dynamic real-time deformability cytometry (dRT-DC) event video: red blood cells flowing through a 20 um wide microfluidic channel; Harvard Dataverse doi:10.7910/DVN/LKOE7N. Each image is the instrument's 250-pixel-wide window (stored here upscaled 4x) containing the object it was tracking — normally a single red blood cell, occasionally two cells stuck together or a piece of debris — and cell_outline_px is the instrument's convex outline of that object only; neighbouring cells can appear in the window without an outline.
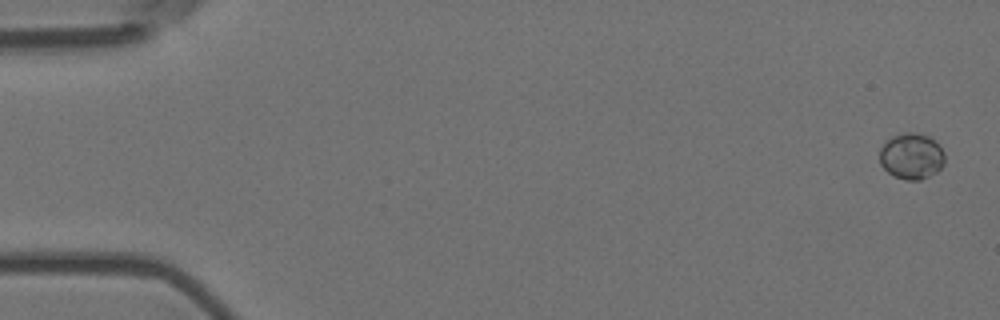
{"species": "Egyptian fruit bat (a non-hibernating species)", "species_latin": "Rousettus aegyptiacus", "temperature_condition": "room temperature", "stored_images_in_passage": 11, "camera_frame_rate_fps": 3000, "um_per_image_px": 0.085, "animal": {"sex": "female"}, "frame": {"image": 1, "passage_image": 1, "time_ms": 0.0, "image_size_px": [1000, 320], "cell_outline_px": [[944, 164], [936, 172], [920, 180], [904, 180], [888, 172], [880, 164], [880, 148], [892, 136], [904, 132], [916, 132], [928, 136], [944, 152]], "centroid_in_image_um": [77.46, 13.28], "position_along_channel_um": 7.5, "area_um2": 17.28}}
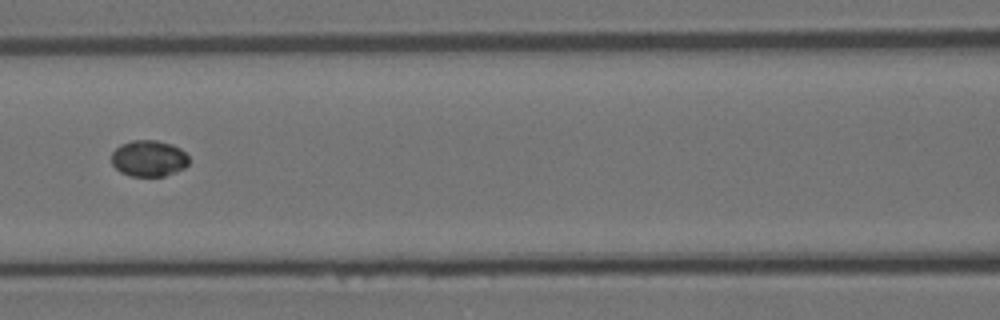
{"frame": {"image": 2, "passage_image": 7, "time_ms": 2.0, "image_size_px": [1000, 320], "cell_outline_px": [[188, 164], [184, 168], [176, 172], [164, 176], [128, 176], [120, 172], [112, 164], [112, 152], [120, 144], [132, 140], [156, 140], [172, 144], [180, 148], [188, 156]], "centroid_in_image_um": [12.64, 13.46], "position_along_channel_um": 154.0, "area_um2": 16.47}}
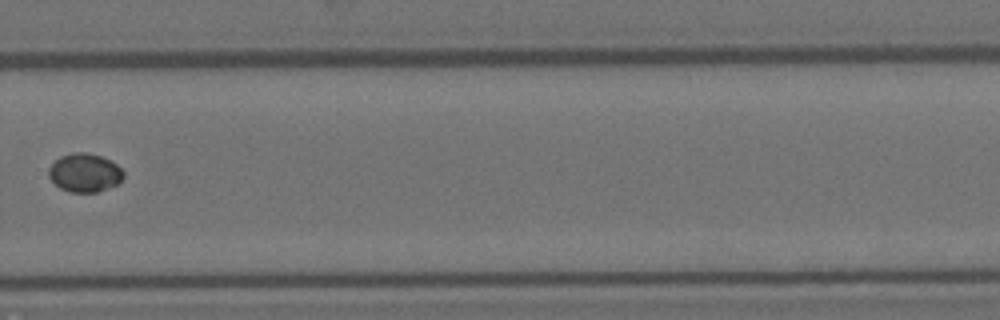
{"frame": {"image": 3, "passage_image": 11, "time_ms": 3.333, "image_size_px": [1000, 320], "cell_outline_px": [[124, 176], [116, 184], [100, 192], [68, 192], [60, 188], [48, 176], [48, 168], [60, 156], [72, 152], [88, 152], [100, 156], [116, 164], [124, 172]], "centroid_in_image_um": [7.18, 14.68], "position_along_channel_um": 322.6, "area_um2": 16.76}}